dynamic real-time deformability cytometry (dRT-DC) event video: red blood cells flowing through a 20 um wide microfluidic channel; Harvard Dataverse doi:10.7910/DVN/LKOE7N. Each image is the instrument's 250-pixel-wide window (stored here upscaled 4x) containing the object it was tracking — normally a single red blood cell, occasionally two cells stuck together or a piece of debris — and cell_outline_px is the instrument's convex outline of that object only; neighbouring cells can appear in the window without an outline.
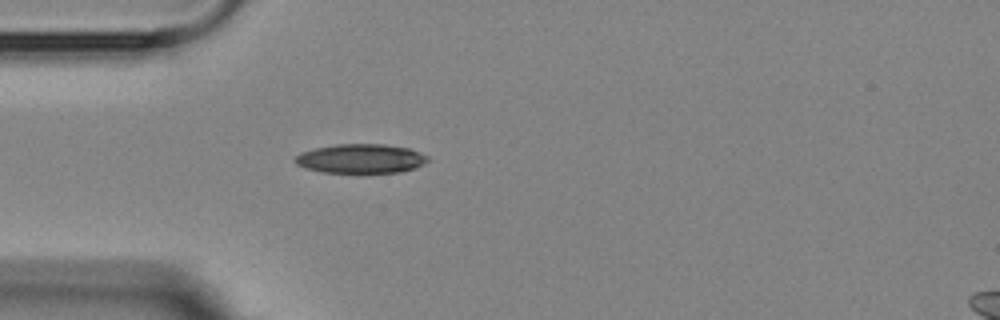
{"species": "Egyptian fruit bat (a non-hibernating species)", "species_latin": "Rousettus aegyptiacus", "temperature_condition": "room temperature", "stored_images_in_passage": 1, "camera_frame_rate_fps": 3000, "um_per_image_px": 0.085, "animal": {"sex": "female"}, "frame": {"image": 1, "passage_image": 1, "time_ms": 0.0, "image_size_px": [1000, 320], "cell_outline_px": [[432, 160], [416, 168], [400, 172], [324, 172], [304, 168], [296, 164], [292, 160], [300, 152], [316, 148], [336, 144], [384, 144], [408, 148], [420, 152], [428, 156]], "centroid_in_image_um": [30.69, 13.48], "position_along_channel_um": 54.3, "area_um2": 22.72}}